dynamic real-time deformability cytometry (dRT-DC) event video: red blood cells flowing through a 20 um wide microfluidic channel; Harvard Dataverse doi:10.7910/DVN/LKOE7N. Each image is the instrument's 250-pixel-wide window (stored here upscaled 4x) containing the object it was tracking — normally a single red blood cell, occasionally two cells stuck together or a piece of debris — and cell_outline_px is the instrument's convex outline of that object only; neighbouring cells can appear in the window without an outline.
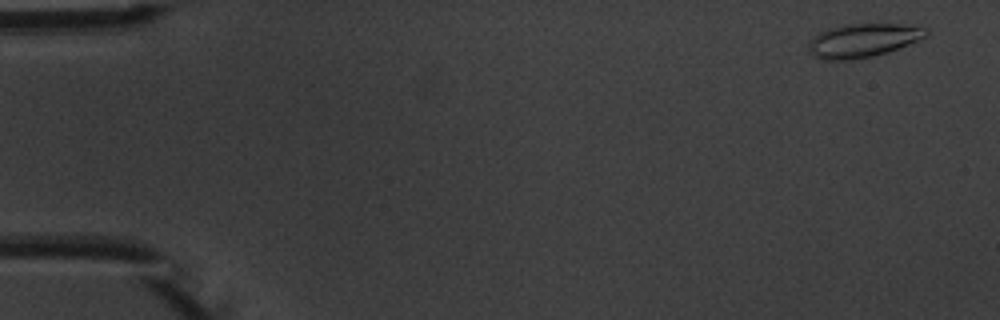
{"species": "common noctule bat (a hibernating species)", "species_latin": "Nyctalus noctula", "temperature_condition": "warm", "stored_images_in_passage": 4, "camera_frame_rate_fps": 3000, "um_per_image_px": 0.085, "animal": {"sex": "male", "body_mass_g": 20.1, "forearm_length_mm": 53.5}, "frame": {"image": 1, "passage_image": 1, "time_ms": 0.0, "image_size_px": [1000, 320], "cell_outline_px": [[928, 36], [888, 52], [872, 56], [852, 60], [824, 60], [812, 56], [808, 48], [812, 40], [820, 32], [828, 28], [852, 24], [900, 24], [928, 28]], "centroid_in_image_um": [73.37, 3.44], "position_along_channel_um": 11.6, "area_um2": 22.83}}